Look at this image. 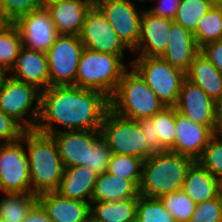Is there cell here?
<instances>
[{"mask_svg":"<svg viewBox=\"0 0 222 222\" xmlns=\"http://www.w3.org/2000/svg\"><path fill=\"white\" fill-rule=\"evenodd\" d=\"M79 38L84 48L97 52L124 56L129 50L95 5L86 14Z\"/></svg>","mask_w":222,"mask_h":222,"instance_id":"7c38bea8","label":"cell"},{"mask_svg":"<svg viewBox=\"0 0 222 222\" xmlns=\"http://www.w3.org/2000/svg\"><path fill=\"white\" fill-rule=\"evenodd\" d=\"M4 15L14 23L19 17L41 8L40 0H0Z\"/></svg>","mask_w":222,"mask_h":222,"instance_id":"74e56055","label":"cell"},{"mask_svg":"<svg viewBox=\"0 0 222 222\" xmlns=\"http://www.w3.org/2000/svg\"><path fill=\"white\" fill-rule=\"evenodd\" d=\"M65 1H70V0H40V3H41L42 8H47L48 6L52 4L65 2Z\"/></svg>","mask_w":222,"mask_h":222,"instance_id":"bcb514c9","label":"cell"},{"mask_svg":"<svg viewBox=\"0 0 222 222\" xmlns=\"http://www.w3.org/2000/svg\"><path fill=\"white\" fill-rule=\"evenodd\" d=\"M189 222H222L221 193L213 199L196 204Z\"/></svg>","mask_w":222,"mask_h":222,"instance_id":"d590c367","label":"cell"},{"mask_svg":"<svg viewBox=\"0 0 222 222\" xmlns=\"http://www.w3.org/2000/svg\"><path fill=\"white\" fill-rule=\"evenodd\" d=\"M143 160L134 156L112 154L108 169L111 175L133 180L138 186L141 181Z\"/></svg>","mask_w":222,"mask_h":222,"instance_id":"d6a6232c","label":"cell"},{"mask_svg":"<svg viewBox=\"0 0 222 222\" xmlns=\"http://www.w3.org/2000/svg\"><path fill=\"white\" fill-rule=\"evenodd\" d=\"M112 152L106 141L100 137L90 149L89 166L87 167L96 175H101L107 171Z\"/></svg>","mask_w":222,"mask_h":222,"instance_id":"8d00e7d4","label":"cell"},{"mask_svg":"<svg viewBox=\"0 0 222 222\" xmlns=\"http://www.w3.org/2000/svg\"><path fill=\"white\" fill-rule=\"evenodd\" d=\"M0 200L1 222H23L31 208L37 203L32 193H5Z\"/></svg>","mask_w":222,"mask_h":222,"instance_id":"4316f807","label":"cell"},{"mask_svg":"<svg viewBox=\"0 0 222 222\" xmlns=\"http://www.w3.org/2000/svg\"><path fill=\"white\" fill-rule=\"evenodd\" d=\"M94 5L102 12L113 27L118 38L132 53L139 42L140 22L143 10L138 12L131 0H94Z\"/></svg>","mask_w":222,"mask_h":222,"instance_id":"8fae6325","label":"cell"},{"mask_svg":"<svg viewBox=\"0 0 222 222\" xmlns=\"http://www.w3.org/2000/svg\"><path fill=\"white\" fill-rule=\"evenodd\" d=\"M97 176L93 171L84 166L64 168L63 176L56 192L63 197L91 204Z\"/></svg>","mask_w":222,"mask_h":222,"instance_id":"7402d4cb","label":"cell"},{"mask_svg":"<svg viewBox=\"0 0 222 222\" xmlns=\"http://www.w3.org/2000/svg\"><path fill=\"white\" fill-rule=\"evenodd\" d=\"M214 134L222 137V97L216 102V128Z\"/></svg>","mask_w":222,"mask_h":222,"instance_id":"ee69618b","label":"cell"},{"mask_svg":"<svg viewBox=\"0 0 222 222\" xmlns=\"http://www.w3.org/2000/svg\"><path fill=\"white\" fill-rule=\"evenodd\" d=\"M214 5H222V0H209Z\"/></svg>","mask_w":222,"mask_h":222,"instance_id":"c3c4849f","label":"cell"},{"mask_svg":"<svg viewBox=\"0 0 222 222\" xmlns=\"http://www.w3.org/2000/svg\"><path fill=\"white\" fill-rule=\"evenodd\" d=\"M24 132L14 142L0 143V190L4 193H31L29 161Z\"/></svg>","mask_w":222,"mask_h":222,"instance_id":"30bf717a","label":"cell"},{"mask_svg":"<svg viewBox=\"0 0 222 222\" xmlns=\"http://www.w3.org/2000/svg\"><path fill=\"white\" fill-rule=\"evenodd\" d=\"M138 2H140V3H145V2H147L146 0H138Z\"/></svg>","mask_w":222,"mask_h":222,"instance_id":"f907efd6","label":"cell"},{"mask_svg":"<svg viewBox=\"0 0 222 222\" xmlns=\"http://www.w3.org/2000/svg\"><path fill=\"white\" fill-rule=\"evenodd\" d=\"M150 119L153 121L155 138H159L161 149L175 153L176 108L164 107Z\"/></svg>","mask_w":222,"mask_h":222,"instance_id":"f1b7e54d","label":"cell"},{"mask_svg":"<svg viewBox=\"0 0 222 222\" xmlns=\"http://www.w3.org/2000/svg\"><path fill=\"white\" fill-rule=\"evenodd\" d=\"M221 196H222V182H221V190H220Z\"/></svg>","mask_w":222,"mask_h":222,"instance_id":"816d5d0a","label":"cell"},{"mask_svg":"<svg viewBox=\"0 0 222 222\" xmlns=\"http://www.w3.org/2000/svg\"><path fill=\"white\" fill-rule=\"evenodd\" d=\"M10 72L15 80L33 85L41 92L50 86L48 59L45 52L22 46Z\"/></svg>","mask_w":222,"mask_h":222,"instance_id":"e0dca14e","label":"cell"},{"mask_svg":"<svg viewBox=\"0 0 222 222\" xmlns=\"http://www.w3.org/2000/svg\"><path fill=\"white\" fill-rule=\"evenodd\" d=\"M54 138L64 168L89 166L90 149L101 137L100 130L58 131Z\"/></svg>","mask_w":222,"mask_h":222,"instance_id":"5bb4252c","label":"cell"},{"mask_svg":"<svg viewBox=\"0 0 222 222\" xmlns=\"http://www.w3.org/2000/svg\"><path fill=\"white\" fill-rule=\"evenodd\" d=\"M133 67L165 107H175L186 73L159 56H137Z\"/></svg>","mask_w":222,"mask_h":222,"instance_id":"8992f818","label":"cell"},{"mask_svg":"<svg viewBox=\"0 0 222 222\" xmlns=\"http://www.w3.org/2000/svg\"><path fill=\"white\" fill-rule=\"evenodd\" d=\"M186 78L215 102L222 97V73L201 52L193 58Z\"/></svg>","mask_w":222,"mask_h":222,"instance_id":"603a6c76","label":"cell"},{"mask_svg":"<svg viewBox=\"0 0 222 222\" xmlns=\"http://www.w3.org/2000/svg\"><path fill=\"white\" fill-rule=\"evenodd\" d=\"M123 60L124 56L84 48L78 64L75 86L100 91L110 98L128 69Z\"/></svg>","mask_w":222,"mask_h":222,"instance_id":"5b68a950","label":"cell"},{"mask_svg":"<svg viewBox=\"0 0 222 222\" xmlns=\"http://www.w3.org/2000/svg\"><path fill=\"white\" fill-rule=\"evenodd\" d=\"M6 76H7L6 72L0 68V87H1L2 82Z\"/></svg>","mask_w":222,"mask_h":222,"instance_id":"7dc6e473","label":"cell"},{"mask_svg":"<svg viewBox=\"0 0 222 222\" xmlns=\"http://www.w3.org/2000/svg\"><path fill=\"white\" fill-rule=\"evenodd\" d=\"M110 109L109 97L104 93L77 86H49L41 92L37 132L51 135L60 124L65 131L100 130L104 116Z\"/></svg>","mask_w":222,"mask_h":222,"instance_id":"6da1fadb","label":"cell"},{"mask_svg":"<svg viewBox=\"0 0 222 222\" xmlns=\"http://www.w3.org/2000/svg\"><path fill=\"white\" fill-rule=\"evenodd\" d=\"M212 6L209 0H180L174 22L194 32L199 21Z\"/></svg>","mask_w":222,"mask_h":222,"instance_id":"4dcf8cb0","label":"cell"},{"mask_svg":"<svg viewBox=\"0 0 222 222\" xmlns=\"http://www.w3.org/2000/svg\"><path fill=\"white\" fill-rule=\"evenodd\" d=\"M86 222H99V221H96L94 218H92V217L90 216Z\"/></svg>","mask_w":222,"mask_h":222,"instance_id":"681fc988","label":"cell"},{"mask_svg":"<svg viewBox=\"0 0 222 222\" xmlns=\"http://www.w3.org/2000/svg\"><path fill=\"white\" fill-rule=\"evenodd\" d=\"M173 22L174 20L151 15L146 10H143L139 42L132 53L137 54V56L160 57L167 48L169 31Z\"/></svg>","mask_w":222,"mask_h":222,"instance_id":"2e32d148","label":"cell"},{"mask_svg":"<svg viewBox=\"0 0 222 222\" xmlns=\"http://www.w3.org/2000/svg\"><path fill=\"white\" fill-rule=\"evenodd\" d=\"M94 5V0H70L48 6L58 35L79 36L87 12Z\"/></svg>","mask_w":222,"mask_h":222,"instance_id":"44dd1931","label":"cell"},{"mask_svg":"<svg viewBox=\"0 0 222 222\" xmlns=\"http://www.w3.org/2000/svg\"><path fill=\"white\" fill-rule=\"evenodd\" d=\"M11 22L4 15L3 9L0 7V31L4 30Z\"/></svg>","mask_w":222,"mask_h":222,"instance_id":"f6af8a7d","label":"cell"},{"mask_svg":"<svg viewBox=\"0 0 222 222\" xmlns=\"http://www.w3.org/2000/svg\"><path fill=\"white\" fill-rule=\"evenodd\" d=\"M22 46L21 36L13 23L0 31V68L6 73L10 74Z\"/></svg>","mask_w":222,"mask_h":222,"instance_id":"f546056e","label":"cell"},{"mask_svg":"<svg viewBox=\"0 0 222 222\" xmlns=\"http://www.w3.org/2000/svg\"><path fill=\"white\" fill-rule=\"evenodd\" d=\"M196 162L222 182V137L213 135Z\"/></svg>","mask_w":222,"mask_h":222,"instance_id":"e575fe53","label":"cell"},{"mask_svg":"<svg viewBox=\"0 0 222 222\" xmlns=\"http://www.w3.org/2000/svg\"><path fill=\"white\" fill-rule=\"evenodd\" d=\"M84 46L79 36L58 35L46 52L50 86H75L80 56Z\"/></svg>","mask_w":222,"mask_h":222,"instance_id":"9c48e42d","label":"cell"},{"mask_svg":"<svg viewBox=\"0 0 222 222\" xmlns=\"http://www.w3.org/2000/svg\"><path fill=\"white\" fill-rule=\"evenodd\" d=\"M21 36L22 45L36 51L47 52L58 33L50 13L46 8H39L19 17L13 23Z\"/></svg>","mask_w":222,"mask_h":222,"instance_id":"4fadbf2b","label":"cell"},{"mask_svg":"<svg viewBox=\"0 0 222 222\" xmlns=\"http://www.w3.org/2000/svg\"><path fill=\"white\" fill-rule=\"evenodd\" d=\"M37 202L53 222H86L90 217V203L63 197L56 191L37 195Z\"/></svg>","mask_w":222,"mask_h":222,"instance_id":"d6986e66","label":"cell"},{"mask_svg":"<svg viewBox=\"0 0 222 222\" xmlns=\"http://www.w3.org/2000/svg\"><path fill=\"white\" fill-rule=\"evenodd\" d=\"M195 161L171 151L153 154L143 161L139 194L160 198L182 190L188 169Z\"/></svg>","mask_w":222,"mask_h":222,"instance_id":"3957f363","label":"cell"},{"mask_svg":"<svg viewBox=\"0 0 222 222\" xmlns=\"http://www.w3.org/2000/svg\"><path fill=\"white\" fill-rule=\"evenodd\" d=\"M199 48L222 40V5H214L205 13L193 32Z\"/></svg>","mask_w":222,"mask_h":222,"instance_id":"83f0119b","label":"cell"},{"mask_svg":"<svg viewBox=\"0 0 222 222\" xmlns=\"http://www.w3.org/2000/svg\"><path fill=\"white\" fill-rule=\"evenodd\" d=\"M138 123L147 141V159L153 154L164 152L161 149L159 138H155L153 121L147 118L138 120Z\"/></svg>","mask_w":222,"mask_h":222,"instance_id":"ab89813d","label":"cell"},{"mask_svg":"<svg viewBox=\"0 0 222 222\" xmlns=\"http://www.w3.org/2000/svg\"><path fill=\"white\" fill-rule=\"evenodd\" d=\"M40 98L41 91L33 85L6 76L0 87V110L25 130H34L40 112Z\"/></svg>","mask_w":222,"mask_h":222,"instance_id":"52a82bcc","label":"cell"},{"mask_svg":"<svg viewBox=\"0 0 222 222\" xmlns=\"http://www.w3.org/2000/svg\"><path fill=\"white\" fill-rule=\"evenodd\" d=\"M159 199L176 222H189L195 211L196 203L183 190L171 192Z\"/></svg>","mask_w":222,"mask_h":222,"instance_id":"1f68e13d","label":"cell"},{"mask_svg":"<svg viewBox=\"0 0 222 222\" xmlns=\"http://www.w3.org/2000/svg\"><path fill=\"white\" fill-rule=\"evenodd\" d=\"M23 222H53V221L48 217L46 211L37 202L28 212Z\"/></svg>","mask_w":222,"mask_h":222,"instance_id":"7bdbcfd3","label":"cell"},{"mask_svg":"<svg viewBox=\"0 0 222 222\" xmlns=\"http://www.w3.org/2000/svg\"><path fill=\"white\" fill-rule=\"evenodd\" d=\"M200 52L193 32L173 22L169 31L167 48L160 56L171 66L185 73L189 70L193 58Z\"/></svg>","mask_w":222,"mask_h":222,"instance_id":"ffe728a7","label":"cell"},{"mask_svg":"<svg viewBox=\"0 0 222 222\" xmlns=\"http://www.w3.org/2000/svg\"><path fill=\"white\" fill-rule=\"evenodd\" d=\"M24 143L28 148L26 155L30 166L31 193L39 195L56 191L64 166L54 138L36 130H25Z\"/></svg>","mask_w":222,"mask_h":222,"instance_id":"7a4b0ae2","label":"cell"},{"mask_svg":"<svg viewBox=\"0 0 222 222\" xmlns=\"http://www.w3.org/2000/svg\"><path fill=\"white\" fill-rule=\"evenodd\" d=\"M136 222H176L164 208L159 198L139 195L136 207Z\"/></svg>","mask_w":222,"mask_h":222,"instance_id":"836d02e7","label":"cell"},{"mask_svg":"<svg viewBox=\"0 0 222 222\" xmlns=\"http://www.w3.org/2000/svg\"><path fill=\"white\" fill-rule=\"evenodd\" d=\"M175 153L196 161L214 133L205 125L193 122L176 110Z\"/></svg>","mask_w":222,"mask_h":222,"instance_id":"ac0fdd59","label":"cell"},{"mask_svg":"<svg viewBox=\"0 0 222 222\" xmlns=\"http://www.w3.org/2000/svg\"><path fill=\"white\" fill-rule=\"evenodd\" d=\"M25 129L15 121L11 116L6 115L0 110V143L3 142H14L22 137Z\"/></svg>","mask_w":222,"mask_h":222,"instance_id":"f35d334b","label":"cell"},{"mask_svg":"<svg viewBox=\"0 0 222 222\" xmlns=\"http://www.w3.org/2000/svg\"><path fill=\"white\" fill-rule=\"evenodd\" d=\"M127 71L109 98L110 110L136 121L153 117L165 106L133 67Z\"/></svg>","mask_w":222,"mask_h":222,"instance_id":"277c9868","label":"cell"},{"mask_svg":"<svg viewBox=\"0 0 222 222\" xmlns=\"http://www.w3.org/2000/svg\"><path fill=\"white\" fill-rule=\"evenodd\" d=\"M101 137L112 154L147 159V141L138 121L122 117L108 110L100 127Z\"/></svg>","mask_w":222,"mask_h":222,"instance_id":"ba28073f","label":"cell"},{"mask_svg":"<svg viewBox=\"0 0 222 222\" xmlns=\"http://www.w3.org/2000/svg\"><path fill=\"white\" fill-rule=\"evenodd\" d=\"M139 195V186L133 180L104 172L97 176L91 201L115 202Z\"/></svg>","mask_w":222,"mask_h":222,"instance_id":"cb8c5ba5","label":"cell"},{"mask_svg":"<svg viewBox=\"0 0 222 222\" xmlns=\"http://www.w3.org/2000/svg\"><path fill=\"white\" fill-rule=\"evenodd\" d=\"M175 108L177 112L193 122L207 126L214 133L216 128V102L187 78L182 83Z\"/></svg>","mask_w":222,"mask_h":222,"instance_id":"9a60e30c","label":"cell"},{"mask_svg":"<svg viewBox=\"0 0 222 222\" xmlns=\"http://www.w3.org/2000/svg\"><path fill=\"white\" fill-rule=\"evenodd\" d=\"M200 52L222 73V40L205 44Z\"/></svg>","mask_w":222,"mask_h":222,"instance_id":"60d3db41","label":"cell"},{"mask_svg":"<svg viewBox=\"0 0 222 222\" xmlns=\"http://www.w3.org/2000/svg\"><path fill=\"white\" fill-rule=\"evenodd\" d=\"M148 1V0H147ZM158 4L152 9L146 10L151 15H157L162 18L174 20L180 0H159Z\"/></svg>","mask_w":222,"mask_h":222,"instance_id":"b9f144b4","label":"cell"},{"mask_svg":"<svg viewBox=\"0 0 222 222\" xmlns=\"http://www.w3.org/2000/svg\"><path fill=\"white\" fill-rule=\"evenodd\" d=\"M182 190L198 204L217 197L221 183L195 161L187 171Z\"/></svg>","mask_w":222,"mask_h":222,"instance_id":"d4e9b609","label":"cell"},{"mask_svg":"<svg viewBox=\"0 0 222 222\" xmlns=\"http://www.w3.org/2000/svg\"><path fill=\"white\" fill-rule=\"evenodd\" d=\"M90 216L99 222H136L138 198L115 202L91 201ZM96 204V205H95ZM95 205V206H94Z\"/></svg>","mask_w":222,"mask_h":222,"instance_id":"484cf974","label":"cell"}]
</instances>
